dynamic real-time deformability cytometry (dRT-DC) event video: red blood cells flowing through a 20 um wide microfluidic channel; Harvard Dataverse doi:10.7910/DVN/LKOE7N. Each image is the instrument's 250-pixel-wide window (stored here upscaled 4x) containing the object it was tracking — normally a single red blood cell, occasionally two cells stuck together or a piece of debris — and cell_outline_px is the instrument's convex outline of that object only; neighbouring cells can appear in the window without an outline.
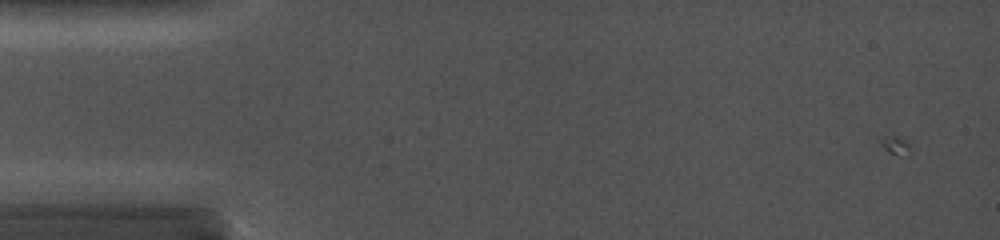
{"species": "common noctule bat (a hibernating species)", "species_latin": "Nyctalus noctula", "temperature_condition": "cold", "stored_images_in_passage": 13, "camera_frame_rate_fps": 5000, "um_per_image_px": 0.085, "animal": {"sex": "female", "body_mass_g": 19.0, "forearm_length_mm": 56.7}, "frame": {"image": 1, "passage_image": 1, "time_ms": 0.0, "image_size_px": [1000, 240], "cell_outline_px": [[984, 128], [980, 136], [964, 144], [908, 156], [888, 152], [864, 136], [868, 132], [888, 128]], "centroid_in_image_um": [78.31, 11.82], "position_along_channel_um": 6.7, "area_um2": 16.47}}